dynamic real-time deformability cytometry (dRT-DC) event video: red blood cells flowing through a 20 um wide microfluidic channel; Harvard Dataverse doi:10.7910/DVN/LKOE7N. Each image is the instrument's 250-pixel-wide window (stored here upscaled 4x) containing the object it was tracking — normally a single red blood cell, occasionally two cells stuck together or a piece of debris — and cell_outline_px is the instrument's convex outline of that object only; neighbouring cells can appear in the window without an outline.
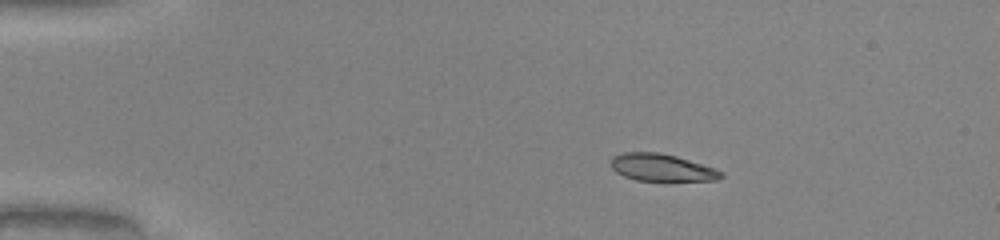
{"species": "common noctule bat (a hibernating species)", "species_latin": "Nyctalus noctula", "temperature_condition": "warm", "stored_images_in_passage": 42, "camera_frame_rate_fps": 3000, "um_per_image_px": 0.085, "animal": {"sex": "male", "body_mass_g": 20.0, "forearm_length_mm": 53.3}, "frame": {"image": 1, "passage_image": 1, "time_ms": 0.0, "image_size_px": [1000, 240], "cell_outline_px": [[724, 176], [716, 180], [668, 184], [664, 184], [636, 180], [624, 176], [616, 172], [608, 164], [608, 160], [612, 156], [624, 152], [660, 152], [676, 156], [716, 168], [724, 172]], "centroid_in_image_um": [56.27, 14.3], "position_along_channel_um": 28.7, "area_um2": 18.84}}
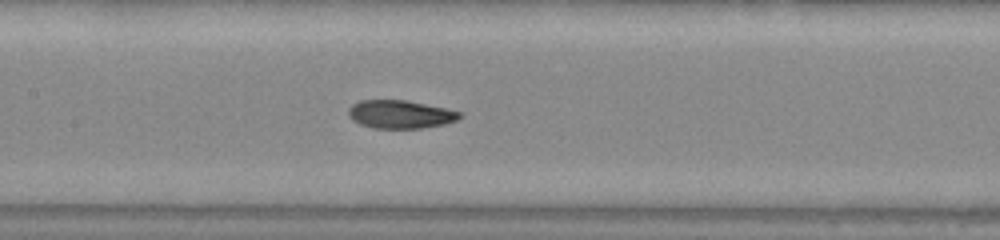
{"frame": {"image": 2, "passage_image": 17, "time_ms": 5.333, "image_size_px": [1000, 240], "cell_outline_px": [[464, 116], [456, 120], [444, 124], [420, 128], [372, 128], [360, 124], [352, 120], [348, 116], [348, 108], [352, 104], [360, 100], [408, 100], [444, 108], [460, 112]], "centroid_in_image_um": [33.99, 9.71], "position_along_channel_um": 173.4, "area_um2": 18.32}}
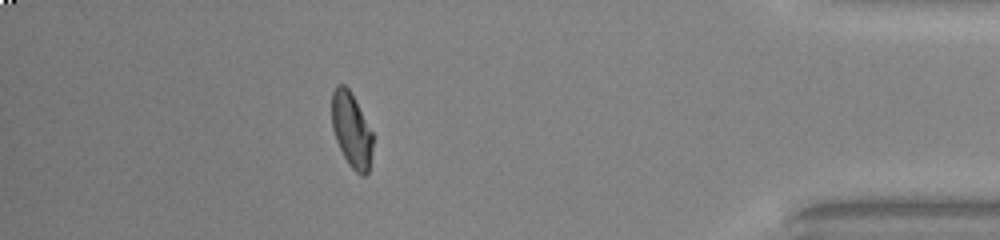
{"frame": {"image": 3, "passage_image": 37, "time_ms": 12.0, "image_size_px": [1000, 240], "cell_outline_px": [[372, 148], [368, 172], [364, 176], [360, 176], [348, 164], [336, 140], [332, 128], [332, 92], [336, 84], [344, 84], [348, 88], [372, 132]], "centroid_in_image_um": [29.86, 11.06], "position_along_channel_um": 405.3, "area_um2": 17.57}, "authors_computed_cell_mechanics": {"area_um2": 18.496, "velocity_mm_per_s": 4.1056, "shape_relaxation_time_tau1_ms": 7.3213, "shape_relaxation_time_tau2_ms": 1.4754, "deformation_change_tau1": 0.2754, "deformation_change_tau2": 0.06}}